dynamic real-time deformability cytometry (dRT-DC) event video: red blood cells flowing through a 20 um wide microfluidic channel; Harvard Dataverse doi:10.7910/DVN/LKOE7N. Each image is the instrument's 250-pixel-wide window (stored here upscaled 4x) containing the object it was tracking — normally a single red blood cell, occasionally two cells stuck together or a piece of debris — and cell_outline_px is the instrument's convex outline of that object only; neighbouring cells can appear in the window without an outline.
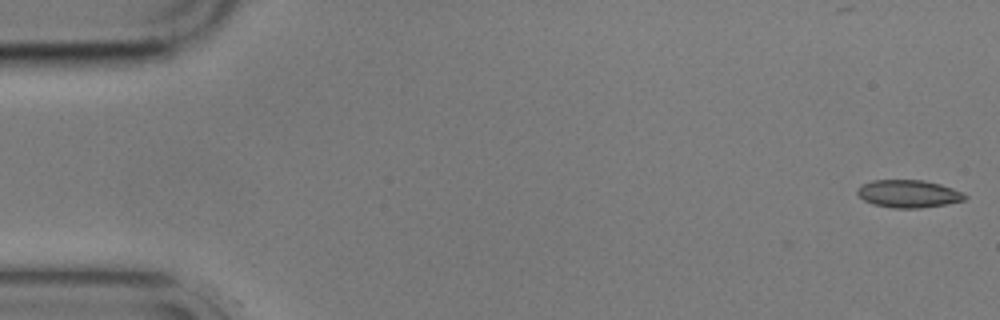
{"species": "common noctule bat (a hibernating species)", "species_latin": "Nyctalus noctula", "temperature_condition": "cold", "stored_images_in_passage": 5, "camera_frame_rate_fps": 3000, "um_per_image_px": 0.085, "animal": {"sex": "male", "body_mass_g": 17.9}, "frame": {"image": 1, "passage_image": 1, "time_ms": 0.0, "image_size_px": [1000, 320], "cell_outline_px": [[968, 196], [964, 200], [948, 204], [920, 208], [892, 208], [872, 204], [864, 200], [856, 192], [860, 184], [872, 180], [924, 180], [940, 184], [964, 192]], "centroid_in_image_um": [77.23, 16.47], "position_along_channel_um": 7.8, "area_um2": 17.51}}
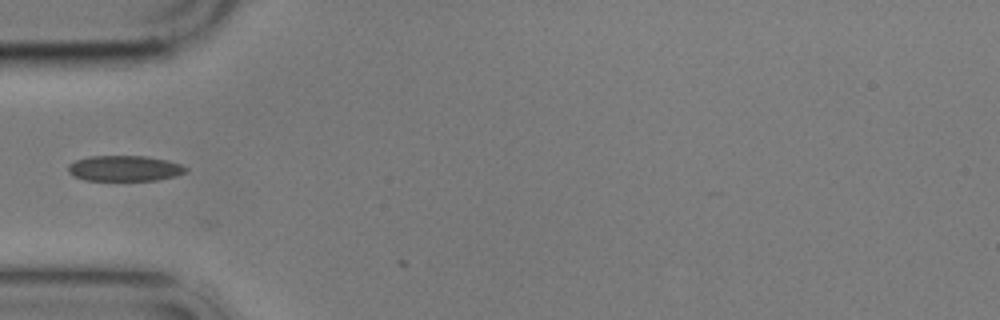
{"frame": {"image": 2, "passage_image": 4, "time_ms": 5.667, "image_size_px": [1000, 320], "cell_outline_px": [[188, 168], [184, 172], [176, 176], [156, 180], [84, 180], [72, 176], [68, 172], [68, 164], [76, 160], [88, 156], [144, 156], [168, 160], [180, 164]], "centroid_in_image_um": [10.55, 14.31], "position_along_channel_um": 74.4, "area_um2": 17.57}}